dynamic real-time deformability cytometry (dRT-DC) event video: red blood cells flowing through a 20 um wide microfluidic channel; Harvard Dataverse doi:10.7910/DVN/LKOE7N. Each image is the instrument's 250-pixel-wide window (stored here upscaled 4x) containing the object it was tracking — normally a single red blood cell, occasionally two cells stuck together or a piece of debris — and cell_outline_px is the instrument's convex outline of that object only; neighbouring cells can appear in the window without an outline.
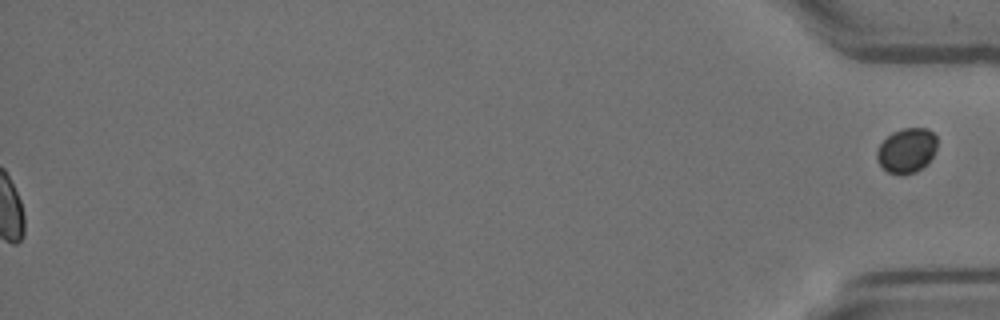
{"species": "Egyptian fruit bat (a non-hibernating species)", "species_latin": "Rousettus aegyptiacus", "temperature_condition": "room temperature", "stored_images_in_passage": 56, "segment_of_instrument_passage": [2, 2], "camera_frame_rate_fps": 3000, "um_per_image_px": 0.085, "animal": {"sex": "female"}, "frame": {"image": 1, "passage_image": 56, "time_ms": 18.333, "image_size_px": [1000, 320], "cell_outline_px": [[936, 148], [928, 164], [916, 172], [900, 176], [888, 172], [880, 164], [876, 156], [876, 152], [880, 144], [892, 132], [904, 128], [928, 128], [936, 136]], "centroid_in_image_um": [77.08, 12.8], "position_along_channel_um": 358.1, "area_um2": 15.78}}